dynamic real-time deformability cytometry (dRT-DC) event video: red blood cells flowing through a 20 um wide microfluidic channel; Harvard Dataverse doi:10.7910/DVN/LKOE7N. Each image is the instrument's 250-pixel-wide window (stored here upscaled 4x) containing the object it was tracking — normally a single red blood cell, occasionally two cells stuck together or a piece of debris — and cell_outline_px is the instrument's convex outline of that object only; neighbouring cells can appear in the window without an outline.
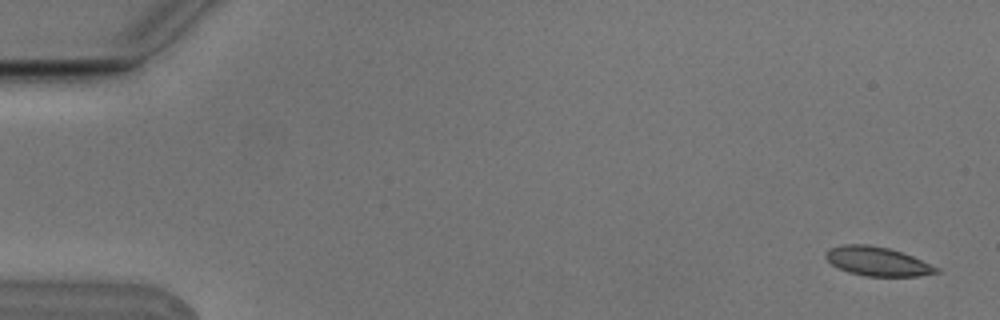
{"species": "Egyptian fruit bat (a non-hibernating species)", "species_latin": "Rousettus aegyptiacus", "temperature_condition": "cold", "stored_images_in_passage": 6, "camera_frame_rate_fps": 3000, "um_per_image_px": 0.085, "animal": {"sex": "male"}, "frame": {"image": 1, "passage_image": 1, "time_ms": 0.0, "image_size_px": [1000, 320], "cell_outline_px": [[940, 272], [920, 276], [864, 276], [848, 272], [832, 264], [824, 256], [824, 252], [832, 248], [844, 244], [868, 244], [888, 248], [912, 256], [940, 268]], "centroid_in_image_um": [74.58, 22.22], "position_along_channel_um": 10.4, "area_um2": 18.61}}